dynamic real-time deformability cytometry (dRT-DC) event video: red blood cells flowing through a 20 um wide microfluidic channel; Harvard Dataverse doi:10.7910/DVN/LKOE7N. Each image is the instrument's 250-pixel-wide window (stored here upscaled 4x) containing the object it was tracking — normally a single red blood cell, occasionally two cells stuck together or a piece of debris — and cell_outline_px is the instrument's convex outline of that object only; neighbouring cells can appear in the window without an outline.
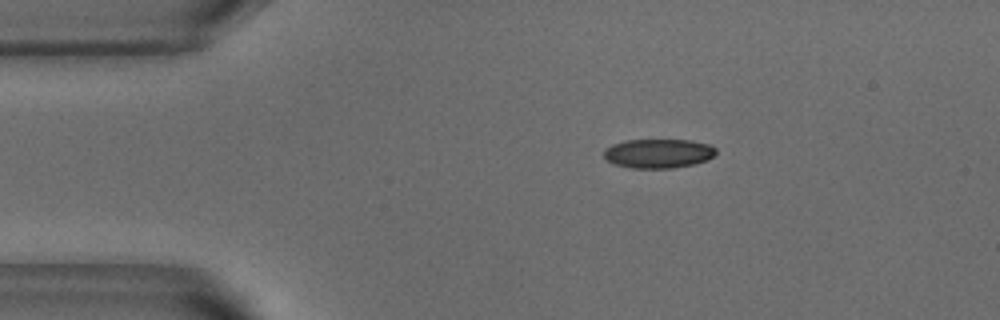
{"species": "common noctule bat (a hibernating species)", "species_latin": "Nyctalus noctula", "temperature_condition": "warm", "stored_images_in_passage": 37, "camera_frame_rate_fps": 3000, "um_per_image_px": 0.085, "animal": {"sex": "male", "body_mass_g": 18.8}, "frame": {"image": 1, "passage_image": 1, "time_ms": 0.0, "image_size_px": [1000, 320], "cell_outline_px": [[716, 152], [708, 160], [692, 164], [672, 168], [632, 168], [616, 164], [604, 160], [604, 148], [612, 144], [624, 140], [692, 140], [708, 144], [716, 148]], "centroid_in_image_um": [55.93, 13.03], "position_along_channel_um": 29.1, "area_um2": 19.13}}
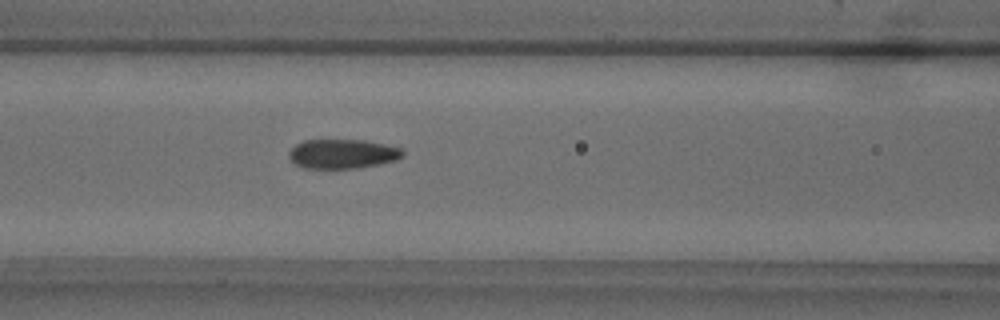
{"frame": {"image": 2, "passage_image": 13, "time_ms": 4.0, "image_size_px": [1000, 320], "cell_outline_px": [[404, 156], [396, 160], [356, 168], [304, 168], [296, 164], [288, 156], [288, 152], [296, 144], [304, 140], [364, 140], [384, 144], [400, 148], [404, 152]], "centroid_in_image_um": [29.1, 13.07], "position_along_channel_um": 137.5, "area_um2": 19.31}}
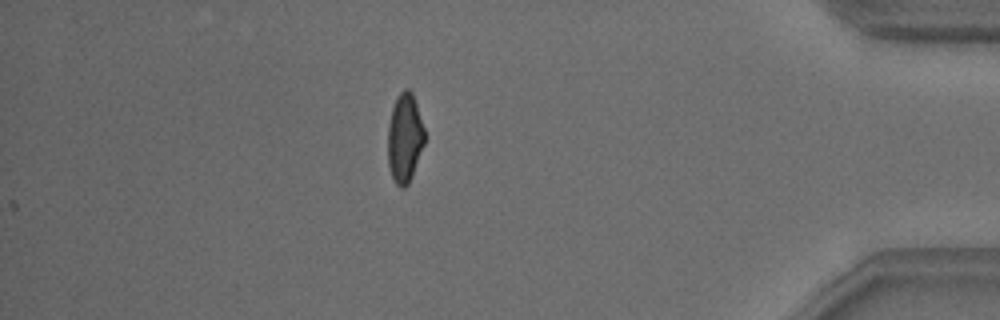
{"frame": {"image": 3, "passage_image": 37, "time_ms": 12.0, "image_size_px": [1000, 320], "cell_outline_px": [[424, 144], [412, 176], [408, 184], [404, 188], [400, 188], [396, 184], [392, 176], [388, 164], [388, 124], [392, 108], [396, 96], [404, 88], [408, 88], [412, 92], [424, 128]], "centroid_in_image_um": [34.39, 11.72], "position_along_channel_um": 400.8, "area_um2": 19.07}, "authors_computed_cell_mechanics": {"area_um2": 19.9988, "velocity_mm_per_s": 3.8347, "shape_relaxation_time_tau1_ms": 4.5288, "shape_relaxation_time_tau2_ms": 1.6067, "deformation_change_tau1": 0.1427, "deformation_change_tau2": 0.0702}}